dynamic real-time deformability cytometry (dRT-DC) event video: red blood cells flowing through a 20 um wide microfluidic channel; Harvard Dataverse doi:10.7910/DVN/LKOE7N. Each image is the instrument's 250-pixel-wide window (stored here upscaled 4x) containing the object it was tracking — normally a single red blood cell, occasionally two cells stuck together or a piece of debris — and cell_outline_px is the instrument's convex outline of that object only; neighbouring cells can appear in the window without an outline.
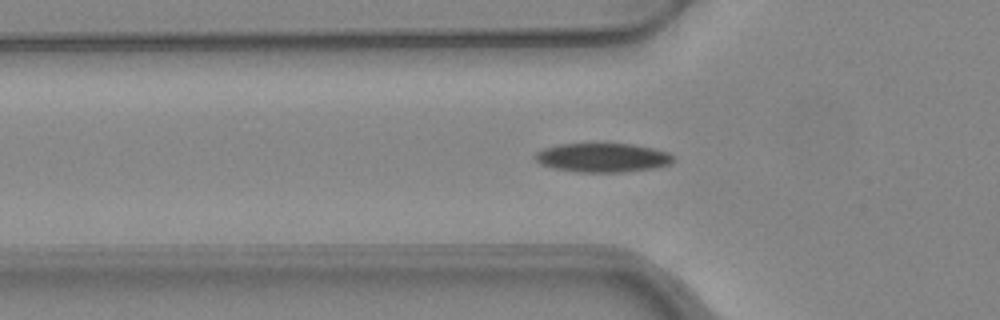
{"species": "common noctule bat (a hibernating species)", "species_latin": "Nyctalus noctula", "temperature_condition": "warm", "stored_images_in_passage": 45, "camera_frame_rate_fps": 3000, "um_per_image_px": 0.085, "animal": {"sex": "female", "body_mass_g": 24.6, "forearm_length_mm": 56.2}, "frame": {"image": 1, "passage_image": 17, "time_ms": 5.333, "image_size_px": [1000, 320], "cell_outline_px": [[672, 160], [668, 164], [652, 168], [624, 172], [576, 172], [552, 168], [540, 164], [532, 156], [536, 152], [544, 148], [556, 144], [632, 144], [652, 148], [668, 152], [672, 156]], "centroid_in_image_um": [51.14, 13.4], "position_along_channel_um": 74.7, "area_um2": 23.29}}
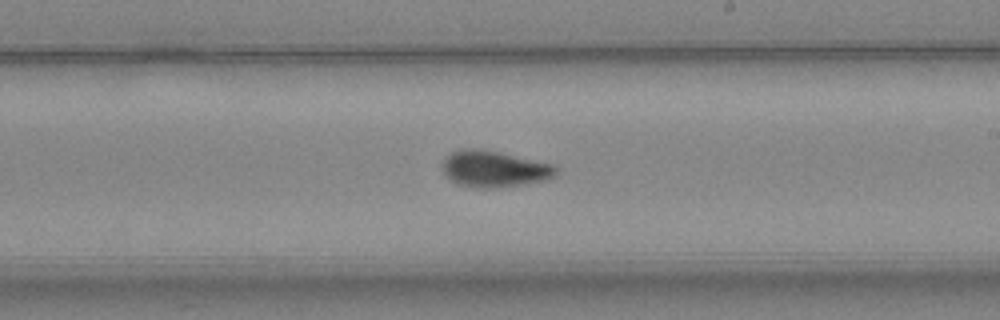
{"frame": {"image": 2, "passage_image": 30, "time_ms": 9.667, "image_size_px": [1000, 320], "cell_outline_px": [[556, 176], [548, 180], [492, 188], [472, 188], [456, 184], [444, 172], [444, 160], [452, 152], [460, 148], [484, 148], [552, 164], [556, 168]], "centroid_in_image_um": [42.01, 14.35], "position_along_channel_um": 247.0, "area_um2": 24.04}}
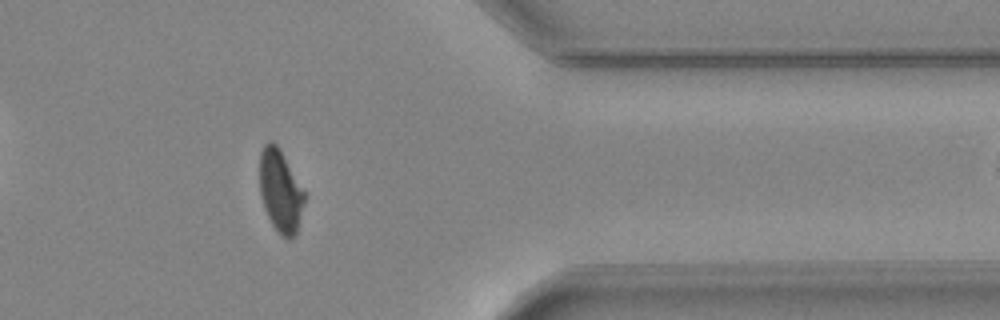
{"frame": {"image": 3, "passage_image": 42, "time_ms": 13.667, "image_size_px": [1000, 320], "cell_outline_px": [[304, 200], [296, 232], [288, 240], [272, 224], [264, 208], [260, 196], [260, 152], [264, 144], [268, 140], [272, 140], [280, 148], [304, 192]], "centroid_in_image_um": [23.8, 16.17], "position_along_channel_um": 387.6, "area_um2": 21.04}}